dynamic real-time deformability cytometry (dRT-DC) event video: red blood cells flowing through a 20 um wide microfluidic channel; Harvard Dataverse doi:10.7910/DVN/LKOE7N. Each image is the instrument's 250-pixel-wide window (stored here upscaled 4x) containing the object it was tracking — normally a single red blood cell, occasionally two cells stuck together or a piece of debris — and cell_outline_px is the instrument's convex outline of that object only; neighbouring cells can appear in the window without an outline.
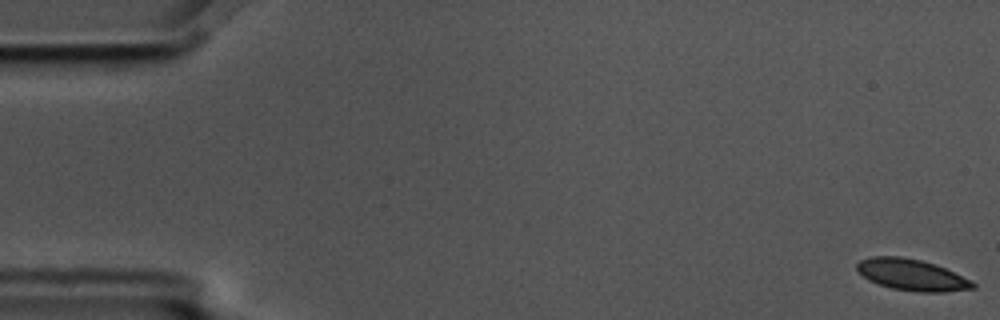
{"species": "common noctule bat (a hibernating species)", "species_latin": "Nyctalus noctula", "temperature_condition": "cold", "stored_images_in_passage": 9, "camera_frame_rate_fps": 3000, "um_per_image_px": 0.085, "animal": {"sex": "male", "body_mass_g": 17.5, "forearm_length_mm": 52.3}, "frame": {"image": 1, "passage_image": 1, "time_ms": 0.0, "image_size_px": [1000, 320], "cell_outline_px": [[976, 288], [944, 292], [920, 292], [892, 288], [868, 280], [856, 272], [856, 264], [860, 260], [872, 256], [900, 256], [920, 260], [936, 264], [972, 280], [976, 284]], "centroid_in_image_um": [77.49, 23.35], "position_along_channel_um": 7.5, "area_um2": 21.33}}
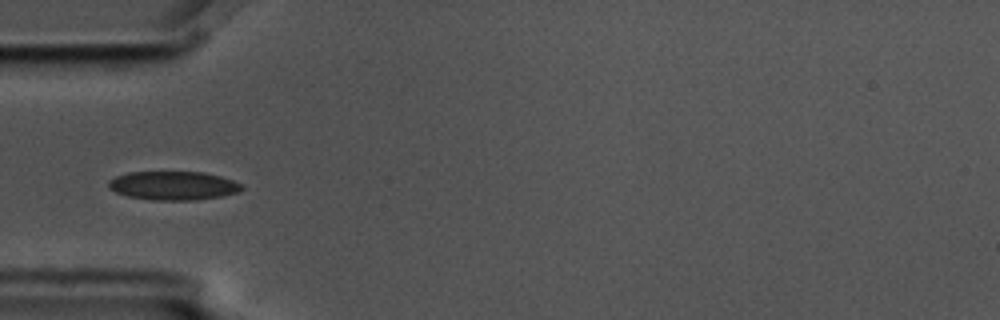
{"frame": {"image": 2, "passage_image": 6, "time_ms": 1.667, "image_size_px": [1000, 320], "cell_outline_px": [[244, 188], [240, 192], [224, 196], [196, 200], [152, 200], [128, 196], [116, 192], [108, 188], [108, 180], [116, 176], [128, 172], [204, 172], [220, 176], [244, 184]], "centroid_in_image_um": [14.76, 15.78], "position_along_channel_um": 70.2, "area_um2": 22.54}}